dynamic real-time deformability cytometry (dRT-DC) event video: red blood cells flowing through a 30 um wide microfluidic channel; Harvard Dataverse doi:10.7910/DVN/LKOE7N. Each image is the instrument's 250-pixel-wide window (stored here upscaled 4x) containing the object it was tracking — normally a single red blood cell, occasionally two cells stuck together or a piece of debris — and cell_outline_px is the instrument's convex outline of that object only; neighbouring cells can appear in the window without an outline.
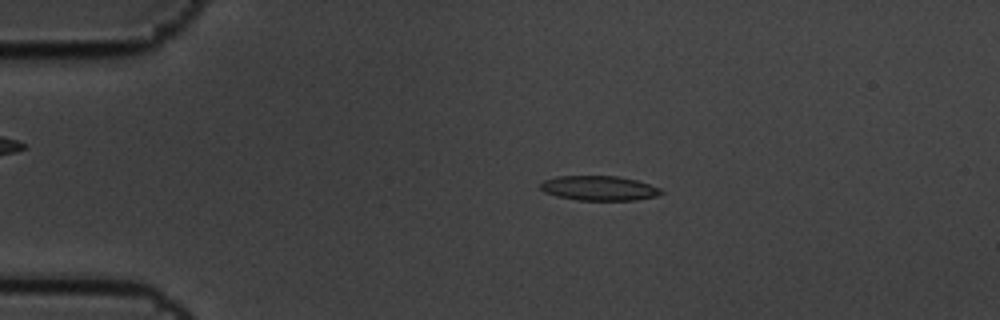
{"species": "common noctule bat (a hibernating species)", "species_latin": "Nyctalus noctula", "temperature_condition": "cold", "stored_images_in_passage": 3, "camera_frame_rate_fps": 3000, "um_per_image_px": 0.085, "animal": {"sex": "male", "body_mass_g": 19.5, "forearm_length_mm": 54.6}, "frame": {"image": 1, "passage_image": 2, "time_ms": 0.333, "image_size_px": [1000, 320], "cell_outline_px": [[664, 192], [656, 196], [636, 200], [576, 200], [556, 196], [544, 192], [540, 188], [540, 184], [544, 180], [556, 176], [616, 176], [636, 180], [660, 188]], "centroid_in_image_um": [50.89, 16.0], "position_along_channel_um": 34.1, "area_um2": 17.34}}